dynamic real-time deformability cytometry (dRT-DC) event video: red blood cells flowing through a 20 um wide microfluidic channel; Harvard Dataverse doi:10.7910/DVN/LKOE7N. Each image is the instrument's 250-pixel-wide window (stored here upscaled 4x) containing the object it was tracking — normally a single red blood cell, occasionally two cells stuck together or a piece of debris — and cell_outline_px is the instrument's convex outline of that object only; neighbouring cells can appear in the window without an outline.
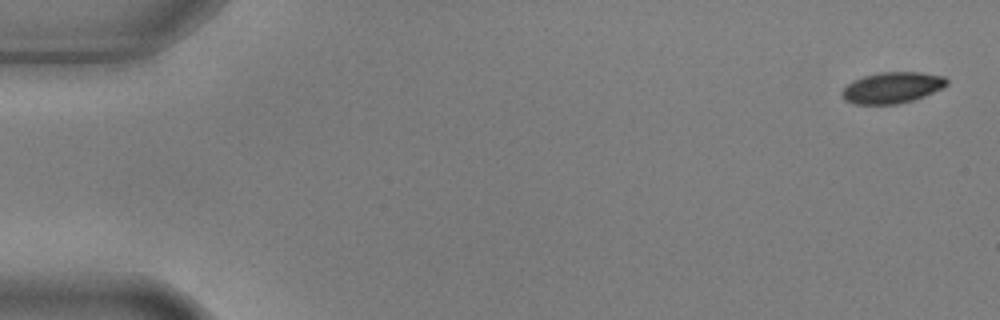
{"species": "common noctule bat (a hibernating species)", "species_latin": "Nyctalus noctula", "temperature_condition": "warm", "stored_images_in_passage": 4, "camera_frame_rate_fps": 3000, "um_per_image_px": 0.085, "animal": {"sex": "male", "body_mass_g": 17.9, "forearm_length_mm": 54.2}, "frame": {"image": 1, "passage_image": 1, "time_ms": 0.0, "image_size_px": [1000, 320], "cell_outline_px": [[948, 84], [924, 96], [912, 100], [896, 104], [852, 104], [844, 100], [840, 96], [840, 92], [852, 80], [864, 76], [880, 72], [920, 72], [944, 76], [948, 80]], "centroid_in_image_um": [75.78, 7.45], "position_along_channel_um": 9.2, "area_um2": 19.02}}